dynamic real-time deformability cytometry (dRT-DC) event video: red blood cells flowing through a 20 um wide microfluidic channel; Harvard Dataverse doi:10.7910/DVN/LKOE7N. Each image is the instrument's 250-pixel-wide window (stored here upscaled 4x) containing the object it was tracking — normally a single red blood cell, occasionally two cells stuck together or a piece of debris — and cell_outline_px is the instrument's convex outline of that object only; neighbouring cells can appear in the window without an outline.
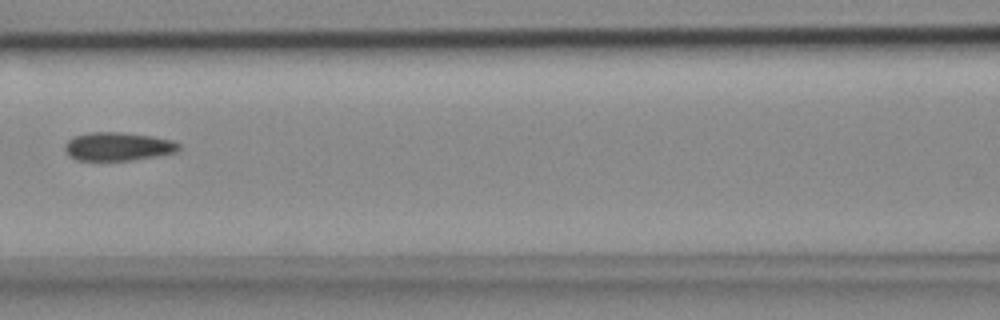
{"species": "common noctule bat (a hibernating species)", "species_latin": "Nyctalus noctula", "temperature_condition": "cold", "stored_images_in_passage": 7, "camera_frame_rate_fps": 3000, "um_per_image_px": 0.085, "animal": {"sex": "female", "body_mass_g": 18.4}, "frame": {"image": 1, "passage_image": 7, "time_ms": 2.0, "image_size_px": [1000, 320], "cell_outline_px": [[180, 148], [176, 152], [156, 156], [132, 160], [76, 160], [64, 148], [64, 144], [72, 136], [88, 132], [120, 132], [152, 136], [172, 140], [180, 144]], "centroid_in_image_um": [10.02, 12.44], "position_along_channel_um": 156.6, "area_um2": 18.84}}